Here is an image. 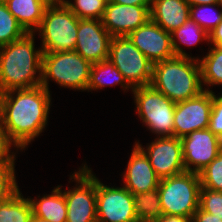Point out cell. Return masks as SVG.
Here are the masks:
<instances>
[{
  "instance_id": "obj_1",
  "label": "cell",
  "mask_w": 222,
  "mask_h": 222,
  "mask_svg": "<svg viewBox=\"0 0 222 222\" xmlns=\"http://www.w3.org/2000/svg\"><path fill=\"white\" fill-rule=\"evenodd\" d=\"M50 91L42 85L0 94V120L7 141L25 148L45 129L51 106Z\"/></svg>"
},
{
  "instance_id": "obj_2",
  "label": "cell",
  "mask_w": 222,
  "mask_h": 222,
  "mask_svg": "<svg viewBox=\"0 0 222 222\" xmlns=\"http://www.w3.org/2000/svg\"><path fill=\"white\" fill-rule=\"evenodd\" d=\"M34 35L0 46V94L41 85L43 50L35 49Z\"/></svg>"
},
{
  "instance_id": "obj_3",
  "label": "cell",
  "mask_w": 222,
  "mask_h": 222,
  "mask_svg": "<svg viewBox=\"0 0 222 222\" xmlns=\"http://www.w3.org/2000/svg\"><path fill=\"white\" fill-rule=\"evenodd\" d=\"M150 85L174 103L210 90L203 88L199 58L195 57L174 56L154 63Z\"/></svg>"
},
{
  "instance_id": "obj_4",
  "label": "cell",
  "mask_w": 222,
  "mask_h": 222,
  "mask_svg": "<svg viewBox=\"0 0 222 222\" xmlns=\"http://www.w3.org/2000/svg\"><path fill=\"white\" fill-rule=\"evenodd\" d=\"M79 18L64 4L48 5L39 27L43 53L74 51Z\"/></svg>"
},
{
  "instance_id": "obj_5",
  "label": "cell",
  "mask_w": 222,
  "mask_h": 222,
  "mask_svg": "<svg viewBox=\"0 0 222 222\" xmlns=\"http://www.w3.org/2000/svg\"><path fill=\"white\" fill-rule=\"evenodd\" d=\"M91 63L76 51L43 53L41 85L49 91V80L61 87L87 91Z\"/></svg>"
},
{
  "instance_id": "obj_6",
  "label": "cell",
  "mask_w": 222,
  "mask_h": 222,
  "mask_svg": "<svg viewBox=\"0 0 222 222\" xmlns=\"http://www.w3.org/2000/svg\"><path fill=\"white\" fill-rule=\"evenodd\" d=\"M200 188L199 174L194 172L161 179L158 192L162 214L193 218L199 208Z\"/></svg>"
},
{
  "instance_id": "obj_7",
  "label": "cell",
  "mask_w": 222,
  "mask_h": 222,
  "mask_svg": "<svg viewBox=\"0 0 222 222\" xmlns=\"http://www.w3.org/2000/svg\"><path fill=\"white\" fill-rule=\"evenodd\" d=\"M136 111L142 123L157 137L174 136L176 103L151 85L132 90Z\"/></svg>"
},
{
  "instance_id": "obj_8",
  "label": "cell",
  "mask_w": 222,
  "mask_h": 222,
  "mask_svg": "<svg viewBox=\"0 0 222 222\" xmlns=\"http://www.w3.org/2000/svg\"><path fill=\"white\" fill-rule=\"evenodd\" d=\"M108 59L132 88L151 84L153 63L132 43L128 36L111 38Z\"/></svg>"
},
{
  "instance_id": "obj_9",
  "label": "cell",
  "mask_w": 222,
  "mask_h": 222,
  "mask_svg": "<svg viewBox=\"0 0 222 222\" xmlns=\"http://www.w3.org/2000/svg\"><path fill=\"white\" fill-rule=\"evenodd\" d=\"M76 185L63 190L67 203L66 222H97L96 176L88 165L83 164L79 171L70 175Z\"/></svg>"
},
{
  "instance_id": "obj_10",
  "label": "cell",
  "mask_w": 222,
  "mask_h": 222,
  "mask_svg": "<svg viewBox=\"0 0 222 222\" xmlns=\"http://www.w3.org/2000/svg\"><path fill=\"white\" fill-rule=\"evenodd\" d=\"M134 207L127 188L109 187L96 177L97 222H139Z\"/></svg>"
},
{
  "instance_id": "obj_11",
  "label": "cell",
  "mask_w": 222,
  "mask_h": 222,
  "mask_svg": "<svg viewBox=\"0 0 222 222\" xmlns=\"http://www.w3.org/2000/svg\"><path fill=\"white\" fill-rule=\"evenodd\" d=\"M135 144L148 157L152 168L160 180L186 171L180 138L174 136L156 137L146 147H143L139 141L135 142Z\"/></svg>"
},
{
  "instance_id": "obj_12",
  "label": "cell",
  "mask_w": 222,
  "mask_h": 222,
  "mask_svg": "<svg viewBox=\"0 0 222 222\" xmlns=\"http://www.w3.org/2000/svg\"><path fill=\"white\" fill-rule=\"evenodd\" d=\"M180 140L188 172L200 173L222 150V140L208 128L193 131Z\"/></svg>"
},
{
  "instance_id": "obj_13",
  "label": "cell",
  "mask_w": 222,
  "mask_h": 222,
  "mask_svg": "<svg viewBox=\"0 0 222 222\" xmlns=\"http://www.w3.org/2000/svg\"><path fill=\"white\" fill-rule=\"evenodd\" d=\"M212 110V90H204L196 97L176 103L174 113V137L207 129Z\"/></svg>"
},
{
  "instance_id": "obj_14",
  "label": "cell",
  "mask_w": 222,
  "mask_h": 222,
  "mask_svg": "<svg viewBox=\"0 0 222 222\" xmlns=\"http://www.w3.org/2000/svg\"><path fill=\"white\" fill-rule=\"evenodd\" d=\"M112 36L101 20L79 19L77 42L74 51L91 64L107 60Z\"/></svg>"
},
{
  "instance_id": "obj_15",
  "label": "cell",
  "mask_w": 222,
  "mask_h": 222,
  "mask_svg": "<svg viewBox=\"0 0 222 222\" xmlns=\"http://www.w3.org/2000/svg\"><path fill=\"white\" fill-rule=\"evenodd\" d=\"M128 38L153 64L175 56L171 33L151 19L131 32Z\"/></svg>"
},
{
  "instance_id": "obj_16",
  "label": "cell",
  "mask_w": 222,
  "mask_h": 222,
  "mask_svg": "<svg viewBox=\"0 0 222 222\" xmlns=\"http://www.w3.org/2000/svg\"><path fill=\"white\" fill-rule=\"evenodd\" d=\"M150 7L108 1L101 21L112 37L128 36L150 19Z\"/></svg>"
},
{
  "instance_id": "obj_17",
  "label": "cell",
  "mask_w": 222,
  "mask_h": 222,
  "mask_svg": "<svg viewBox=\"0 0 222 222\" xmlns=\"http://www.w3.org/2000/svg\"><path fill=\"white\" fill-rule=\"evenodd\" d=\"M133 147L123 175V186L133 195L157 189L160 179L152 168L148 157L136 144Z\"/></svg>"
},
{
  "instance_id": "obj_18",
  "label": "cell",
  "mask_w": 222,
  "mask_h": 222,
  "mask_svg": "<svg viewBox=\"0 0 222 222\" xmlns=\"http://www.w3.org/2000/svg\"><path fill=\"white\" fill-rule=\"evenodd\" d=\"M189 18L190 5L186 0H151L150 19L169 33Z\"/></svg>"
},
{
  "instance_id": "obj_19",
  "label": "cell",
  "mask_w": 222,
  "mask_h": 222,
  "mask_svg": "<svg viewBox=\"0 0 222 222\" xmlns=\"http://www.w3.org/2000/svg\"><path fill=\"white\" fill-rule=\"evenodd\" d=\"M62 186L58 185L52 190V194H46L38 199L28 198L32 214L51 222H66L67 220V203L65 200Z\"/></svg>"
},
{
  "instance_id": "obj_20",
  "label": "cell",
  "mask_w": 222,
  "mask_h": 222,
  "mask_svg": "<svg viewBox=\"0 0 222 222\" xmlns=\"http://www.w3.org/2000/svg\"><path fill=\"white\" fill-rule=\"evenodd\" d=\"M4 2L27 33H35L48 6L42 0H4Z\"/></svg>"
},
{
  "instance_id": "obj_21",
  "label": "cell",
  "mask_w": 222,
  "mask_h": 222,
  "mask_svg": "<svg viewBox=\"0 0 222 222\" xmlns=\"http://www.w3.org/2000/svg\"><path fill=\"white\" fill-rule=\"evenodd\" d=\"M110 85H120L122 86L123 90H133L121 72L111 63L109 59L98 63H93L90 69L87 91H95Z\"/></svg>"
},
{
  "instance_id": "obj_22",
  "label": "cell",
  "mask_w": 222,
  "mask_h": 222,
  "mask_svg": "<svg viewBox=\"0 0 222 222\" xmlns=\"http://www.w3.org/2000/svg\"><path fill=\"white\" fill-rule=\"evenodd\" d=\"M171 39L175 56L192 57L185 53L181 47L182 43V45L185 46H193L204 40L210 44L209 34L191 18H189L181 27L171 32Z\"/></svg>"
},
{
  "instance_id": "obj_23",
  "label": "cell",
  "mask_w": 222,
  "mask_h": 222,
  "mask_svg": "<svg viewBox=\"0 0 222 222\" xmlns=\"http://www.w3.org/2000/svg\"><path fill=\"white\" fill-rule=\"evenodd\" d=\"M32 207L20 189L9 199L0 202V222H30Z\"/></svg>"
},
{
  "instance_id": "obj_24",
  "label": "cell",
  "mask_w": 222,
  "mask_h": 222,
  "mask_svg": "<svg viewBox=\"0 0 222 222\" xmlns=\"http://www.w3.org/2000/svg\"><path fill=\"white\" fill-rule=\"evenodd\" d=\"M207 54L199 59L202 85L222 86V47H210Z\"/></svg>"
},
{
  "instance_id": "obj_25",
  "label": "cell",
  "mask_w": 222,
  "mask_h": 222,
  "mask_svg": "<svg viewBox=\"0 0 222 222\" xmlns=\"http://www.w3.org/2000/svg\"><path fill=\"white\" fill-rule=\"evenodd\" d=\"M135 214L139 222H153L162 214L158 188L133 195Z\"/></svg>"
},
{
  "instance_id": "obj_26",
  "label": "cell",
  "mask_w": 222,
  "mask_h": 222,
  "mask_svg": "<svg viewBox=\"0 0 222 222\" xmlns=\"http://www.w3.org/2000/svg\"><path fill=\"white\" fill-rule=\"evenodd\" d=\"M27 32L9 12L4 1L0 0V46L22 38Z\"/></svg>"
},
{
  "instance_id": "obj_27",
  "label": "cell",
  "mask_w": 222,
  "mask_h": 222,
  "mask_svg": "<svg viewBox=\"0 0 222 222\" xmlns=\"http://www.w3.org/2000/svg\"><path fill=\"white\" fill-rule=\"evenodd\" d=\"M216 6L221 10L217 12ZM190 18L209 34L222 20V7L220 4L190 6Z\"/></svg>"
},
{
  "instance_id": "obj_28",
  "label": "cell",
  "mask_w": 222,
  "mask_h": 222,
  "mask_svg": "<svg viewBox=\"0 0 222 222\" xmlns=\"http://www.w3.org/2000/svg\"><path fill=\"white\" fill-rule=\"evenodd\" d=\"M108 0H65L64 4L79 19L101 20L106 9Z\"/></svg>"
},
{
  "instance_id": "obj_29",
  "label": "cell",
  "mask_w": 222,
  "mask_h": 222,
  "mask_svg": "<svg viewBox=\"0 0 222 222\" xmlns=\"http://www.w3.org/2000/svg\"><path fill=\"white\" fill-rule=\"evenodd\" d=\"M15 157H7L0 163V202L9 199L18 190L15 176Z\"/></svg>"
},
{
  "instance_id": "obj_30",
  "label": "cell",
  "mask_w": 222,
  "mask_h": 222,
  "mask_svg": "<svg viewBox=\"0 0 222 222\" xmlns=\"http://www.w3.org/2000/svg\"><path fill=\"white\" fill-rule=\"evenodd\" d=\"M199 174L201 187L222 192V150Z\"/></svg>"
},
{
  "instance_id": "obj_31",
  "label": "cell",
  "mask_w": 222,
  "mask_h": 222,
  "mask_svg": "<svg viewBox=\"0 0 222 222\" xmlns=\"http://www.w3.org/2000/svg\"><path fill=\"white\" fill-rule=\"evenodd\" d=\"M199 207L203 211L222 219V192L201 187Z\"/></svg>"
},
{
  "instance_id": "obj_32",
  "label": "cell",
  "mask_w": 222,
  "mask_h": 222,
  "mask_svg": "<svg viewBox=\"0 0 222 222\" xmlns=\"http://www.w3.org/2000/svg\"><path fill=\"white\" fill-rule=\"evenodd\" d=\"M208 129L222 140V96L212 91V110Z\"/></svg>"
},
{
  "instance_id": "obj_33",
  "label": "cell",
  "mask_w": 222,
  "mask_h": 222,
  "mask_svg": "<svg viewBox=\"0 0 222 222\" xmlns=\"http://www.w3.org/2000/svg\"><path fill=\"white\" fill-rule=\"evenodd\" d=\"M192 222H222V219L203 211L199 207L193 215Z\"/></svg>"
},
{
  "instance_id": "obj_34",
  "label": "cell",
  "mask_w": 222,
  "mask_h": 222,
  "mask_svg": "<svg viewBox=\"0 0 222 222\" xmlns=\"http://www.w3.org/2000/svg\"><path fill=\"white\" fill-rule=\"evenodd\" d=\"M209 42L213 44L212 46L222 47V20L209 33Z\"/></svg>"
},
{
  "instance_id": "obj_35",
  "label": "cell",
  "mask_w": 222,
  "mask_h": 222,
  "mask_svg": "<svg viewBox=\"0 0 222 222\" xmlns=\"http://www.w3.org/2000/svg\"><path fill=\"white\" fill-rule=\"evenodd\" d=\"M153 222H192L191 217L176 216V215H162L159 219Z\"/></svg>"
},
{
  "instance_id": "obj_36",
  "label": "cell",
  "mask_w": 222,
  "mask_h": 222,
  "mask_svg": "<svg viewBox=\"0 0 222 222\" xmlns=\"http://www.w3.org/2000/svg\"><path fill=\"white\" fill-rule=\"evenodd\" d=\"M117 4L151 6V0H108Z\"/></svg>"
},
{
  "instance_id": "obj_37",
  "label": "cell",
  "mask_w": 222,
  "mask_h": 222,
  "mask_svg": "<svg viewBox=\"0 0 222 222\" xmlns=\"http://www.w3.org/2000/svg\"><path fill=\"white\" fill-rule=\"evenodd\" d=\"M11 148V144H0V163L7 157H16V152H11Z\"/></svg>"
},
{
  "instance_id": "obj_38",
  "label": "cell",
  "mask_w": 222,
  "mask_h": 222,
  "mask_svg": "<svg viewBox=\"0 0 222 222\" xmlns=\"http://www.w3.org/2000/svg\"><path fill=\"white\" fill-rule=\"evenodd\" d=\"M190 6L203 4H220V0H186Z\"/></svg>"
},
{
  "instance_id": "obj_39",
  "label": "cell",
  "mask_w": 222,
  "mask_h": 222,
  "mask_svg": "<svg viewBox=\"0 0 222 222\" xmlns=\"http://www.w3.org/2000/svg\"><path fill=\"white\" fill-rule=\"evenodd\" d=\"M0 144H10L4 134V130L1 124V120H0Z\"/></svg>"
},
{
  "instance_id": "obj_40",
  "label": "cell",
  "mask_w": 222,
  "mask_h": 222,
  "mask_svg": "<svg viewBox=\"0 0 222 222\" xmlns=\"http://www.w3.org/2000/svg\"><path fill=\"white\" fill-rule=\"evenodd\" d=\"M42 1H44L47 5H58L65 2V0H42Z\"/></svg>"
},
{
  "instance_id": "obj_41",
  "label": "cell",
  "mask_w": 222,
  "mask_h": 222,
  "mask_svg": "<svg viewBox=\"0 0 222 222\" xmlns=\"http://www.w3.org/2000/svg\"><path fill=\"white\" fill-rule=\"evenodd\" d=\"M30 222H51V221H48V220H45V219H42L40 217L32 215L31 219H30Z\"/></svg>"
}]
</instances>
